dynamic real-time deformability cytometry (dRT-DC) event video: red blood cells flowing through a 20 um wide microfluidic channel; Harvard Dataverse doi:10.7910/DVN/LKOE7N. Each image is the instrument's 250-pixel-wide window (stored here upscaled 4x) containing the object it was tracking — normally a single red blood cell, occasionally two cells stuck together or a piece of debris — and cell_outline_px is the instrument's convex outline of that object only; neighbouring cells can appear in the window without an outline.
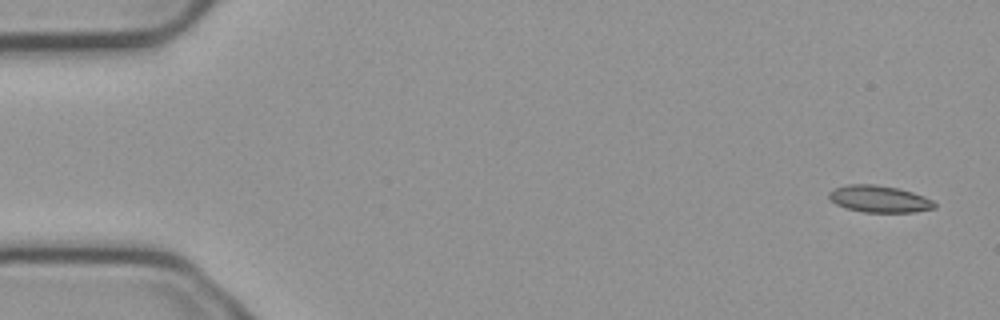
{"species": "common noctule bat (a hibernating species)", "species_latin": "Nyctalus noctula", "temperature_condition": "cold", "stored_images_in_passage": 6, "camera_frame_rate_fps": 3000, "um_per_image_px": 0.085, "animal": {"sex": "male", "body_mass_g": 23.1, "forearm_length_mm": 52.7}, "frame": {"image": 1, "passage_image": 1, "time_ms": 0.0, "image_size_px": [1000, 320], "cell_outline_px": [[936, 208], [912, 212], [864, 212], [848, 208], [836, 204], [828, 196], [828, 192], [836, 188], [848, 184], [872, 184], [896, 188], [912, 192], [924, 196], [932, 200], [936, 204]], "centroid_in_image_um": [74.75, 16.91], "position_along_channel_um": 10.3, "area_um2": 16.3}}